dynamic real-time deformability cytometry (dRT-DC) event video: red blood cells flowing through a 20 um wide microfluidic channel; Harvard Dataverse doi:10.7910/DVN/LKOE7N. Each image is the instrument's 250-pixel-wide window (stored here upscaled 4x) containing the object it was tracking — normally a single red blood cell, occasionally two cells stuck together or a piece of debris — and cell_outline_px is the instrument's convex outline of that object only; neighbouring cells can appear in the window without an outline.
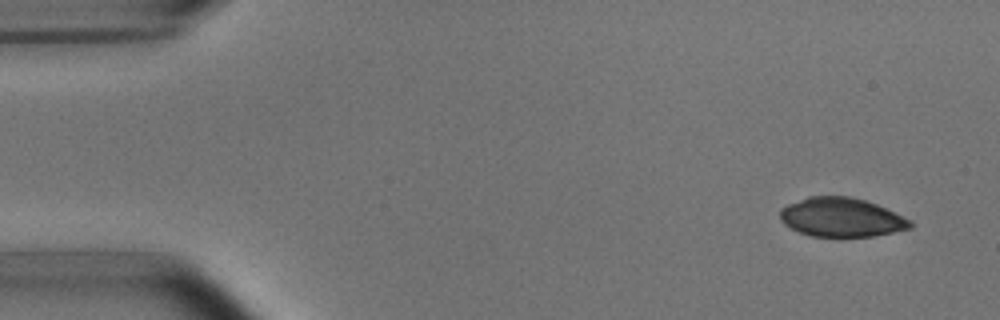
{"species": "common noctule bat (a hibernating species)", "species_latin": "Nyctalus noctula", "temperature_condition": "room temperature", "stored_images_in_passage": 4, "camera_frame_rate_fps": 3000, "um_per_image_px": 0.085, "animal": {"sex": "male", "body_mass_g": 15.6}, "frame": {"image": 1, "passage_image": 1, "time_ms": 0.0, "image_size_px": [1000, 320], "cell_outline_px": [[916, 224], [912, 228], [872, 236], [812, 236], [800, 232], [784, 224], [780, 220], [780, 208], [788, 204], [808, 196], [848, 196], [864, 200], [876, 204], [912, 220]], "centroid_in_image_um": [71.53, 18.47], "position_along_channel_um": 13.5, "area_um2": 29.54}}
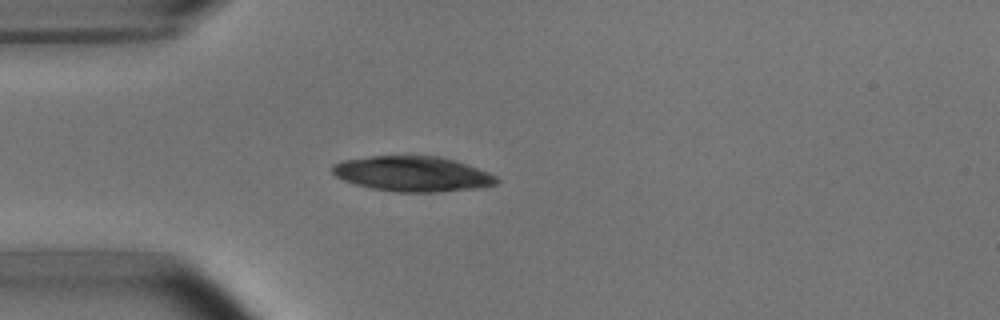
{"frame": {"image": 2, "passage_image": 4, "time_ms": 3.667, "image_size_px": [1000, 320], "cell_outline_px": [[500, 180], [496, 184], [480, 188], [440, 192], [396, 192], [372, 188], [356, 184], [344, 180], [336, 176], [332, 172], [332, 164], [344, 160], [372, 156], [440, 156], [488, 172], [496, 176]], "centroid_in_image_um": [35.07, 14.79], "position_along_channel_um": 49.9, "area_um2": 33.52}}